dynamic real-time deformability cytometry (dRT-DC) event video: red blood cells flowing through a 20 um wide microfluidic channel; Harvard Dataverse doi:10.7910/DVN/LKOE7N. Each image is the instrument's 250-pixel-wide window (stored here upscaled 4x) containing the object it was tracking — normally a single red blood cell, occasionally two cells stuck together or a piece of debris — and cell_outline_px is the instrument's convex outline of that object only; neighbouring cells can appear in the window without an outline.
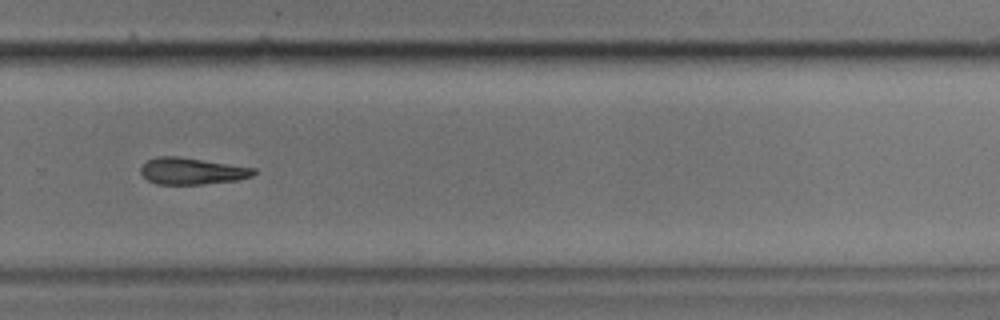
{"species": "common noctule bat (a hibernating species)", "species_latin": "Nyctalus noctula", "temperature_condition": "cold", "stored_images_in_passage": 42, "camera_frame_rate_fps": 3000, "um_per_image_px": 0.085, "animal": {"sex": "male", "body_mass_g": 17.9}, "frame": {"image": 1, "passage_image": 24, "time_ms": 7.667, "image_size_px": [1000, 320], "cell_outline_px": [[256, 172], [252, 176], [236, 180], [200, 184], [156, 184], [148, 180], [140, 172], [140, 168], [148, 160], [156, 156], [176, 156], [256, 168]], "centroid_in_image_um": [16.29, 14.54], "position_along_channel_um": 313.5, "area_um2": 17.34}, "authors_computed_cell_mechanics": {"area_um2": 18.3804, "velocity_mm_per_s": 3.4142, "shape_relaxation_time_tau1_ms": 7.2666, "shape_relaxation_time_tau2_ms": null, "deformation_change_tau1": 0.1737, "deformation_change_tau2": null}}